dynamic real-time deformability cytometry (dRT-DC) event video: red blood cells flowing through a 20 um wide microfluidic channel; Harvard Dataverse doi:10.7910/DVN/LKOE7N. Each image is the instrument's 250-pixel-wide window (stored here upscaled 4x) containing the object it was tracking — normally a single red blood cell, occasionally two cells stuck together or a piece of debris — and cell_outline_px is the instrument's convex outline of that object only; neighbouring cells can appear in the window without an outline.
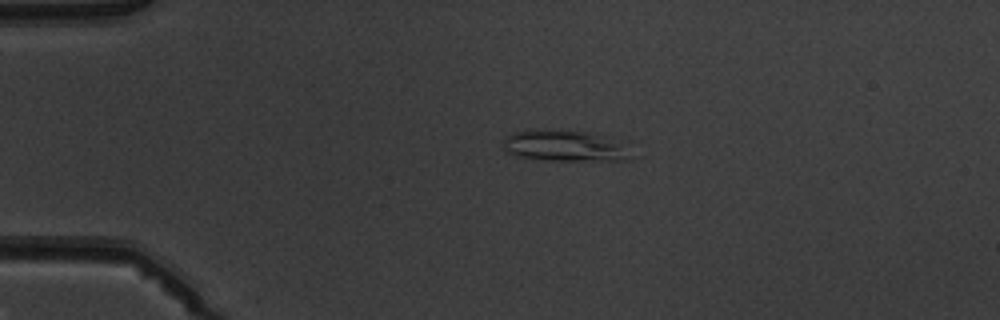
{"species": "common noctule bat (a hibernating species)", "species_latin": "Nyctalus noctula", "temperature_condition": "warm", "stored_images_in_passage": 2, "camera_frame_rate_fps": 3000, "um_per_image_px": 0.085, "animal": {"sex": "male", "body_mass_g": 19.5, "forearm_length_mm": 54.6}, "frame": {"image": 1, "passage_image": 1, "time_ms": 0.0, "image_size_px": [1000, 320], "cell_outline_px": [[628, 156], [620, 160], [548, 160], [516, 156], [508, 152], [504, 148], [500, 140], [512, 132], [584, 132], [596, 136], [612, 144]], "centroid_in_image_um": [47.67, 12.44], "position_along_channel_um": 37.3, "area_um2": 20.69}}